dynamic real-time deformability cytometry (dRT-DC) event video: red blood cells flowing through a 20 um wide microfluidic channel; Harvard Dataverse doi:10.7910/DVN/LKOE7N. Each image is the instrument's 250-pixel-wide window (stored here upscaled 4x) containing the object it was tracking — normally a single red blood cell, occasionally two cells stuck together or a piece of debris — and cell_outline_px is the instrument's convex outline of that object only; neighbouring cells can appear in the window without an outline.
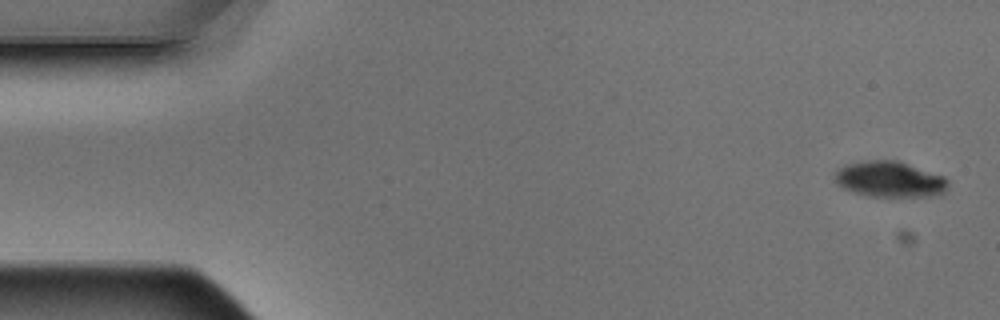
{"species": "Egyptian fruit bat (a non-hibernating species)", "species_latin": "Rousettus aegyptiacus", "temperature_condition": "warm", "stored_images_in_passage": 5, "camera_frame_rate_fps": 3000, "um_per_image_px": 0.085, "animal": {"sex": "male"}, "frame": {"image": 1, "passage_image": 1, "time_ms": 0.0, "image_size_px": [1000, 320], "cell_outline_px": [[948, 188], [944, 192], [936, 196], [868, 196], [844, 188], [836, 180], [836, 172], [840, 168], [848, 164], [868, 160], [896, 160], [944, 176], [948, 180]], "centroid_in_image_um": [75.69, 15.24], "position_along_channel_um": 9.3, "area_um2": 23.24}}
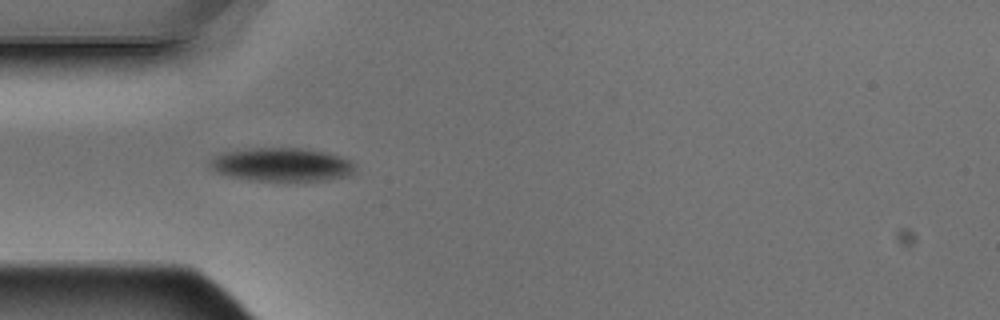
{"frame": {"image": 2, "passage_image": 5, "time_ms": 1.333, "image_size_px": [1000, 320], "cell_outline_px": [[352, 176], [324, 180], [248, 180], [228, 176], [216, 172], [208, 168], [208, 160], [212, 156], [224, 152], [252, 148], [304, 148], [324, 152], [340, 156], [348, 160], [352, 164]], "centroid_in_image_um": [23.85, 13.99], "position_along_channel_um": 61.2, "area_um2": 28.32}}